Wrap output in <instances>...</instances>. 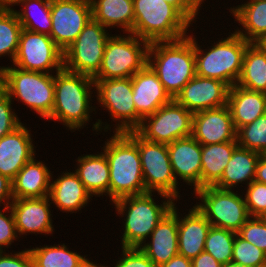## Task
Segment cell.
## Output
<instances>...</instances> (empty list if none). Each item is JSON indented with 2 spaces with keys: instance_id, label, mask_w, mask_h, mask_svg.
<instances>
[{
  "instance_id": "obj_26",
  "label": "cell",
  "mask_w": 266,
  "mask_h": 267,
  "mask_svg": "<svg viewBox=\"0 0 266 267\" xmlns=\"http://www.w3.org/2000/svg\"><path fill=\"white\" fill-rule=\"evenodd\" d=\"M98 153V154H97ZM83 154L75 159L73 170L92 197H109V164L105 153Z\"/></svg>"
},
{
  "instance_id": "obj_21",
  "label": "cell",
  "mask_w": 266,
  "mask_h": 267,
  "mask_svg": "<svg viewBox=\"0 0 266 267\" xmlns=\"http://www.w3.org/2000/svg\"><path fill=\"white\" fill-rule=\"evenodd\" d=\"M167 148L177 183H186L193 189L192 193L200 189L201 144L189 136L167 144Z\"/></svg>"
},
{
  "instance_id": "obj_36",
  "label": "cell",
  "mask_w": 266,
  "mask_h": 267,
  "mask_svg": "<svg viewBox=\"0 0 266 267\" xmlns=\"http://www.w3.org/2000/svg\"><path fill=\"white\" fill-rule=\"evenodd\" d=\"M236 234L232 230L211 226L205 240L204 251L222 265L231 262Z\"/></svg>"
},
{
  "instance_id": "obj_27",
  "label": "cell",
  "mask_w": 266,
  "mask_h": 267,
  "mask_svg": "<svg viewBox=\"0 0 266 267\" xmlns=\"http://www.w3.org/2000/svg\"><path fill=\"white\" fill-rule=\"evenodd\" d=\"M227 105L238 131L266 113V93L234 85L229 88Z\"/></svg>"
},
{
  "instance_id": "obj_39",
  "label": "cell",
  "mask_w": 266,
  "mask_h": 267,
  "mask_svg": "<svg viewBox=\"0 0 266 267\" xmlns=\"http://www.w3.org/2000/svg\"><path fill=\"white\" fill-rule=\"evenodd\" d=\"M244 189V190H243ZM249 215L261 217L266 211V184L253 180L246 188H242ZM245 193V194H244Z\"/></svg>"
},
{
  "instance_id": "obj_18",
  "label": "cell",
  "mask_w": 266,
  "mask_h": 267,
  "mask_svg": "<svg viewBox=\"0 0 266 267\" xmlns=\"http://www.w3.org/2000/svg\"><path fill=\"white\" fill-rule=\"evenodd\" d=\"M133 101L136 108V130L140 127L142 120L165 104L170 103L173 98L165 90L163 84L152 68L146 64L132 77Z\"/></svg>"
},
{
  "instance_id": "obj_50",
  "label": "cell",
  "mask_w": 266,
  "mask_h": 267,
  "mask_svg": "<svg viewBox=\"0 0 266 267\" xmlns=\"http://www.w3.org/2000/svg\"><path fill=\"white\" fill-rule=\"evenodd\" d=\"M25 0H0V11H15L13 6H20Z\"/></svg>"
},
{
  "instance_id": "obj_47",
  "label": "cell",
  "mask_w": 266,
  "mask_h": 267,
  "mask_svg": "<svg viewBox=\"0 0 266 267\" xmlns=\"http://www.w3.org/2000/svg\"><path fill=\"white\" fill-rule=\"evenodd\" d=\"M192 267H222L211 254L206 251L201 252L197 257L191 260Z\"/></svg>"
},
{
  "instance_id": "obj_17",
  "label": "cell",
  "mask_w": 266,
  "mask_h": 267,
  "mask_svg": "<svg viewBox=\"0 0 266 267\" xmlns=\"http://www.w3.org/2000/svg\"><path fill=\"white\" fill-rule=\"evenodd\" d=\"M229 88L220 80L195 75L174 100L192 113L219 108L227 105Z\"/></svg>"
},
{
  "instance_id": "obj_41",
  "label": "cell",
  "mask_w": 266,
  "mask_h": 267,
  "mask_svg": "<svg viewBox=\"0 0 266 267\" xmlns=\"http://www.w3.org/2000/svg\"><path fill=\"white\" fill-rule=\"evenodd\" d=\"M11 99L8 94L0 87V138L13 132L22 122L15 113Z\"/></svg>"
},
{
  "instance_id": "obj_40",
  "label": "cell",
  "mask_w": 266,
  "mask_h": 267,
  "mask_svg": "<svg viewBox=\"0 0 266 267\" xmlns=\"http://www.w3.org/2000/svg\"><path fill=\"white\" fill-rule=\"evenodd\" d=\"M237 234L266 253V221L261 217H250Z\"/></svg>"
},
{
  "instance_id": "obj_7",
  "label": "cell",
  "mask_w": 266,
  "mask_h": 267,
  "mask_svg": "<svg viewBox=\"0 0 266 267\" xmlns=\"http://www.w3.org/2000/svg\"><path fill=\"white\" fill-rule=\"evenodd\" d=\"M133 6L134 24L131 34L149 43L181 39L189 35L190 26L193 27L174 6L166 1L133 0Z\"/></svg>"
},
{
  "instance_id": "obj_43",
  "label": "cell",
  "mask_w": 266,
  "mask_h": 267,
  "mask_svg": "<svg viewBox=\"0 0 266 267\" xmlns=\"http://www.w3.org/2000/svg\"><path fill=\"white\" fill-rule=\"evenodd\" d=\"M2 209V210H1ZM0 209V251H9V246L18 241L19 237L10 206ZM6 212V213H5ZM18 239V240H17Z\"/></svg>"
},
{
  "instance_id": "obj_49",
  "label": "cell",
  "mask_w": 266,
  "mask_h": 267,
  "mask_svg": "<svg viewBox=\"0 0 266 267\" xmlns=\"http://www.w3.org/2000/svg\"><path fill=\"white\" fill-rule=\"evenodd\" d=\"M254 180L266 184V154H261L257 162Z\"/></svg>"
},
{
  "instance_id": "obj_52",
  "label": "cell",
  "mask_w": 266,
  "mask_h": 267,
  "mask_svg": "<svg viewBox=\"0 0 266 267\" xmlns=\"http://www.w3.org/2000/svg\"><path fill=\"white\" fill-rule=\"evenodd\" d=\"M264 52H266V34L255 42Z\"/></svg>"
},
{
  "instance_id": "obj_35",
  "label": "cell",
  "mask_w": 266,
  "mask_h": 267,
  "mask_svg": "<svg viewBox=\"0 0 266 267\" xmlns=\"http://www.w3.org/2000/svg\"><path fill=\"white\" fill-rule=\"evenodd\" d=\"M22 29L15 11H0V58L8 56L13 63Z\"/></svg>"
},
{
  "instance_id": "obj_1",
  "label": "cell",
  "mask_w": 266,
  "mask_h": 267,
  "mask_svg": "<svg viewBox=\"0 0 266 267\" xmlns=\"http://www.w3.org/2000/svg\"><path fill=\"white\" fill-rule=\"evenodd\" d=\"M94 90L93 77L62 68L54 74V105L51 116L46 121H57L71 133L80 132L89 125L93 118L91 116L96 115L99 108L95 103L92 106L95 101L92 100L95 97Z\"/></svg>"
},
{
  "instance_id": "obj_54",
  "label": "cell",
  "mask_w": 266,
  "mask_h": 267,
  "mask_svg": "<svg viewBox=\"0 0 266 267\" xmlns=\"http://www.w3.org/2000/svg\"><path fill=\"white\" fill-rule=\"evenodd\" d=\"M71 1H79L82 3L90 4V5L93 3V0H71Z\"/></svg>"
},
{
  "instance_id": "obj_5",
  "label": "cell",
  "mask_w": 266,
  "mask_h": 267,
  "mask_svg": "<svg viewBox=\"0 0 266 267\" xmlns=\"http://www.w3.org/2000/svg\"><path fill=\"white\" fill-rule=\"evenodd\" d=\"M228 33L227 37L217 38L218 41H214L206 49H202L205 45L200 46L197 35H193V45L196 75L220 80L231 87L236 85L239 79L244 54L251 42L235 31Z\"/></svg>"
},
{
  "instance_id": "obj_24",
  "label": "cell",
  "mask_w": 266,
  "mask_h": 267,
  "mask_svg": "<svg viewBox=\"0 0 266 267\" xmlns=\"http://www.w3.org/2000/svg\"><path fill=\"white\" fill-rule=\"evenodd\" d=\"M185 211L178 209V254L192 260L204 251L211 223L195 205Z\"/></svg>"
},
{
  "instance_id": "obj_23",
  "label": "cell",
  "mask_w": 266,
  "mask_h": 267,
  "mask_svg": "<svg viewBox=\"0 0 266 267\" xmlns=\"http://www.w3.org/2000/svg\"><path fill=\"white\" fill-rule=\"evenodd\" d=\"M69 171V172H68ZM61 171L56 179L52 172L51 184L49 189V199L57 209V212H67L69 214L82 211V208L89 206L92 202V195L87 191L83 183L78 178L77 174L70 169ZM54 175V176H53Z\"/></svg>"
},
{
  "instance_id": "obj_14",
  "label": "cell",
  "mask_w": 266,
  "mask_h": 267,
  "mask_svg": "<svg viewBox=\"0 0 266 267\" xmlns=\"http://www.w3.org/2000/svg\"><path fill=\"white\" fill-rule=\"evenodd\" d=\"M12 65L22 70L53 74L64 68L63 51L49 35L22 29Z\"/></svg>"
},
{
  "instance_id": "obj_45",
  "label": "cell",
  "mask_w": 266,
  "mask_h": 267,
  "mask_svg": "<svg viewBox=\"0 0 266 267\" xmlns=\"http://www.w3.org/2000/svg\"><path fill=\"white\" fill-rule=\"evenodd\" d=\"M9 252H0V267H32V257L28 248Z\"/></svg>"
},
{
  "instance_id": "obj_28",
  "label": "cell",
  "mask_w": 266,
  "mask_h": 267,
  "mask_svg": "<svg viewBox=\"0 0 266 267\" xmlns=\"http://www.w3.org/2000/svg\"><path fill=\"white\" fill-rule=\"evenodd\" d=\"M260 156L261 154L256 151L238 146L226 165L221 179L214 187L223 190L246 188L255 179L256 166Z\"/></svg>"
},
{
  "instance_id": "obj_32",
  "label": "cell",
  "mask_w": 266,
  "mask_h": 267,
  "mask_svg": "<svg viewBox=\"0 0 266 267\" xmlns=\"http://www.w3.org/2000/svg\"><path fill=\"white\" fill-rule=\"evenodd\" d=\"M236 85L266 93V52L251 43L244 54L242 70Z\"/></svg>"
},
{
  "instance_id": "obj_34",
  "label": "cell",
  "mask_w": 266,
  "mask_h": 267,
  "mask_svg": "<svg viewBox=\"0 0 266 267\" xmlns=\"http://www.w3.org/2000/svg\"><path fill=\"white\" fill-rule=\"evenodd\" d=\"M20 6L15 13L23 29L50 35L51 0H25Z\"/></svg>"
},
{
  "instance_id": "obj_44",
  "label": "cell",
  "mask_w": 266,
  "mask_h": 267,
  "mask_svg": "<svg viewBox=\"0 0 266 267\" xmlns=\"http://www.w3.org/2000/svg\"><path fill=\"white\" fill-rule=\"evenodd\" d=\"M174 6L192 25L199 18L201 6L206 4L204 0H163ZM205 2V3H204Z\"/></svg>"
},
{
  "instance_id": "obj_12",
  "label": "cell",
  "mask_w": 266,
  "mask_h": 267,
  "mask_svg": "<svg viewBox=\"0 0 266 267\" xmlns=\"http://www.w3.org/2000/svg\"><path fill=\"white\" fill-rule=\"evenodd\" d=\"M108 30L92 19L63 52L64 68L94 77L101 68L107 40L112 35Z\"/></svg>"
},
{
  "instance_id": "obj_25",
  "label": "cell",
  "mask_w": 266,
  "mask_h": 267,
  "mask_svg": "<svg viewBox=\"0 0 266 267\" xmlns=\"http://www.w3.org/2000/svg\"><path fill=\"white\" fill-rule=\"evenodd\" d=\"M36 159L35 155L12 180L14 199L41 198L49 195L53 171L48 168L45 161Z\"/></svg>"
},
{
  "instance_id": "obj_31",
  "label": "cell",
  "mask_w": 266,
  "mask_h": 267,
  "mask_svg": "<svg viewBox=\"0 0 266 267\" xmlns=\"http://www.w3.org/2000/svg\"><path fill=\"white\" fill-rule=\"evenodd\" d=\"M238 146L237 141L201 145L200 188L214 186L221 179L226 165Z\"/></svg>"
},
{
  "instance_id": "obj_29",
  "label": "cell",
  "mask_w": 266,
  "mask_h": 267,
  "mask_svg": "<svg viewBox=\"0 0 266 267\" xmlns=\"http://www.w3.org/2000/svg\"><path fill=\"white\" fill-rule=\"evenodd\" d=\"M227 10L241 25L240 28L236 25L235 32L246 41L255 43L266 34V0H247Z\"/></svg>"
},
{
  "instance_id": "obj_42",
  "label": "cell",
  "mask_w": 266,
  "mask_h": 267,
  "mask_svg": "<svg viewBox=\"0 0 266 267\" xmlns=\"http://www.w3.org/2000/svg\"><path fill=\"white\" fill-rule=\"evenodd\" d=\"M113 267H157L139 247H121ZM108 267H111L108 265Z\"/></svg>"
},
{
  "instance_id": "obj_51",
  "label": "cell",
  "mask_w": 266,
  "mask_h": 267,
  "mask_svg": "<svg viewBox=\"0 0 266 267\" xmlns=\"http://www.w3.org/2000/svg\"><path fill=\"white\" fill-rule=\"evenodd\" d=\"M77 267H108V265L106 266V264H101L97 262H93V260L91 261V259L88 257V255L86 254V256L83 258V260L79 263V265Z\"/></svg>"
},
{
  "instance_id": "obj_6",
  "label": "cell",
  "mask_w": 266,
  "mask_h": 267,
  "mask_svg": "<svg viewBox=\"0 0 266 267\" xmlns=\"http://www.w3.org/2000/svg\"><path fill=\"white\" fill-rule=\"evenodd\" d=\"M0 87L14 100L47 120L54 105V74L0 66Z\"/></svg>"
},
{
  "instance_id": "obj_8",
  "label": "cell",
  "mask_w": 266,
  "mask_h": 267,
  "mask_svg": "<svg viewBox=\"0 0 266 267\" xmlns=\"http://www.w3.org/2000/svg\"><path fill=\"white\" fill-rule=\"evenodd\" d=\"M95 82V103L108 111L110 120L115 122L111 125L108 122L97 119L92 122V133L98 134L102 130L107 133H125L136 131V108L133 101L132 81L131 78H115V79H93ZM111 127H113L111 129ZM112 130V131H111ZM95 132V133H94Z\"/></svg>"
},
{
  "instance_id": "obj_46",
  "label": "cell",
  "mask_w": 266,
  "mask_h": 267,
  "mask_svg": "<svg viewBox=\"0 0 266 267\" xmlns=\"http://www.w3.org/2000/svg\"><path fill=\"white\" fill-rule=\"evenodd\" d=\"M13 199L12 180H10L7 176L0 174V208L10 206Z\"/></svg>"
},
{
  "instance_id": "obj_9",
  "label": "cell",
  "mask_w": 266,
  "mask_h": 267,
  "mask_svg": "<svg viewBox=\"0 0 266 267\" xmlns=\"http://www.w3.org/2000/svg\"><path fill=\"white\" fill-rule=\"evenodd\" d=\"M149 42L131 33L112 34L93 79L131 78L147 64Z\"/></svg>"
},
{
  "instance_id": "obj_13",
  "label": "cell",
  "mask_w": 266,
  "mask_h": 267,
  "mask_svg": "<svg viewBox=\"0 0 266 267\" xmlns=\"http://www.w3.org/2000/svg\"><path fill=\"white\" fill-rule=\"evenodd\" d=\"M193 113L174 99L146 116L136 130L145 140L169 144L192 136Z\"/></svg>"
},
{
  "instance_id": "obj_22",
  "label": "cell",
  "mask_w": 266,
  "mask_h": 267,
  "mask_svg": "<svg viewBox=\"0 0 266 267\" xmlns=\"http://www.w3.org/2000/svg\"><path fill=\"white\" fill-rule=\"evenodd\" d=\"M139 248L157 266L168 262L178 254V207L173 205L151 235Z\"/></svg>"
},
{
  "instance_id": "obj_53",
  "label": "cell",
  "mask_w": 266,
  "mask_h": 267,
  "mask_svg": "<svg viewBox=\"0 0 266 267\" xmlns=\"http://www.w3.org/2000/svg\"><path fill=\"white\" fill-rule=\"evenodd\" d=\"M222 267H246L240 263H237V262H234V261H231L225 265H223Z\"/></svg>"
},
{
  "instance_id": "obj_19",
  "label": "cell",
  "mask_w": 266,
  "mask_h": 267,
  "mask_svg": "<svg viewBox=\"0 0 266 267\" xmlns=\"http://www.w3.org/2000/svg\"><path fill=\"white\" fill-rule=\"evenodd\" d=\"M192 136L201 145L237 141L228 105L193 113Z\"/></svg>"
},
{
  "instance_id": "obj_3",
  "label": "cell",
  "mask_w": 266,
  "mask_h": 267,
  "mask_svg": "<svg viewBox=\"0 0 266 267\" xmlns=\"http://www.w3.org/2000/svg\"><path fill=\"white\" fill-rule=\"evenodd\" d=\"M163 200L158 203L155 195ZM154 197V198H153ZM176 203L170 196L147 192L141 195L125 196L112 202L115 212L122 218L121 247H139L156 228L161 219ZM124 217V218H123Z\"/></svg>"
},
{
  "instance_id": "obj_38",
  "label": "cell",
  "mask_w": 266,
  "mask_h": 267,
  "mask_svg": "<svg viewBox=\"0 0 266 267\" xmlns=\"http://www.w3.org/2000/svg\"><path fill=\"white\" fill-rule=\"evenodd\" d=\"M232 261L246 267H266V253L236 234Z\"/></svg>"
},
{
  "instance_id": "obj_11",
  "label": "cell",
  "mask_w": 266,
  "mask_h": 267,
  "mask_svg": "<svg viewBox=\"0 0 266 267\" xmlns=\"http://www.w3.org/2000/svg\"><path fill=\"white\" fill-rule=\"evenodd\" d=\"M238 192L237 189L235 192L214 186L202 187L193 193L196 198L194 205L211 223V226L237 233L251 217L243 194Z\"/></svg>"
},
{
  "instance_id": "obj_16",
  "label": "cell",
  "mask_w": 266,
  "mask_h": 267,
  "mask_svg": "<svg viewBox=\"0 0 266 267\" xmlns=\"http://www.w3.org/2000/svg\"><path fill=\"white\" fill-rule=\"evenodd\" d=\"M49 197L13 199L10 209L19 238L29 234H54L53 210ZM52 211V212H51ZM52 216V217H51ZM24 235V236H23Z\"/></svg>"
},
{
  "instance_id": "obj_33",
  "label": "cell",
  "mask_w": 266,
  "mask_h": 267,
  "mask_svg": "<svg viewBox=\"0 0 266 267\" xmlns=\"http://www.w3.org/2000/svg\"><path fill=\"white\" fill-rule=\"evenodd\" d=\"M29 247L32 267H77L86 256L70 250L65 243Z\"/></svg>"
},
{
  "instance_id": "obj_4",
  "label": "cell",
  "mask_w": 266,
  "mask_h": 267,
  "mask_svg": "<svg viewBox=\"0 0 266 267\" xmlns=\"http://www.w3.org/2000/svg\"><path fill=\"white\" fill-rule=\"evenodd\" d=\"M192 31L178 40L150 42L148 47L147 64L173 99L196 75Z\"/></svg>"
},
{
  "instance_id": "obj_10",
  "label": "cell",
  "mask_w": 266,
  "mask_h": 267,
  "mask_svg": "<svg viewBox=\"0 0 266 267\" xmlns=\"http://www.w3.org/2000/svg\"><path fill=\"white\" fill-rule=\"evenodd\" d=\"M126 133L138 146L146 192L162 193L180 202L182 184L175 179L167 144L147 141L136 131Z\"/></svg>"
},
{
  "instance_id": "obj_48",
  "label": "cell",
  "mask_w": 266,
  "mask_h": 267,
  "mask_svg": "<svg viewBox=\"0 0 266 267\" xmlns=\"http://www.w3.org/2000/svg\"><path fill=\"white\" fill-rule=\"evenodd\" d=\"M159 267H192V262L185 256L177 254L168 262L160 265Z\"/></svg>"
},
{
  "instance_id": "obj_30",
  "label": "cell",
  "mask_w": 266,
  "mask_h": 267,
  "mask_svg": "<svg viewBox=\"0 0 266 267\" xmlns=\"http://www.w3.org/2000/svg\"><path fill=\"white\" fill-rule=\"evenodd\" d=\"M92 19L107 29L118 28L124 33H131L134 24L133 0H93ZM116 27V28H115Z\"/></svg>"
},
{
  "instance_id": "obj_15",
  "label": "cell",
  "mask_w": 266,
  "mask_h": 267,
  "mask_svg": "<svg viewBox=\"0 0 266 267\" xmlns=\"http://www.w3.org/2000/svg\"><path fill=\"white\" fill-rule=\"evenodd\" d=\"M50 37L64 52L92 20L90 4L71 0H51Z\"/></svg>"
},
{
  "instance_id": "obj_55",
  "label": "cell",
  "mask_w": 266,
  "mask_h": 267,
  "mask_svg": "<svg viewBox=\"0 0 266 267\" xmlns=\"http://www.w3.org/2000/svg\"><path fill=\"white\" fill-rule=\"evenodd\" d=\"M261 218H263L266 221V211L265 213L261 216Z\"/></svg>"
},
{
  "instance_id": "obj_37",
  "label": "cell",
  "mask_w": 266,
  "mask_h": 267,
  "mask_svg": "<svg viewBox=\"0 0 266 267\" xmlns=\"http://www.w3.org/2000/svg\"><path fill=\"white\" fill-rule=\"evenodd\" d=\"M237 142L242 148L266 154V113L237 131Z\"/></svg>"
},
{
  "instance_id": "obj_2",
  "label": "cell",
  "mask_w": 266,
  "mask_h": 267,
  "mask_svg": "<svg viewBox=\"0 0 266 267\" xmlns=\"http://www.w3.org/2000/svg\"><path fill=\"white\" fill-rule=\"evenodd\" d=\"M109 133L101 147L109 164V202L147 193L136 142L126 132Z\"/></svg>"
},
{
  "instance_id": "obj_20",
  "label": "cell",
  "mask_w": 266,
  "mask_h": 267,
  "mask_svg": "<svg viewBox=\"0 0 266 267\" xmlns=\"http://www.w3.org/2000/svg\"><path fill=\"white\" fill-rule=\"evenodd\" d=\"M22 123L0 138V174L13 180L20 169L36 154L31 128Z\"/></svg>"
}]
</instances>
